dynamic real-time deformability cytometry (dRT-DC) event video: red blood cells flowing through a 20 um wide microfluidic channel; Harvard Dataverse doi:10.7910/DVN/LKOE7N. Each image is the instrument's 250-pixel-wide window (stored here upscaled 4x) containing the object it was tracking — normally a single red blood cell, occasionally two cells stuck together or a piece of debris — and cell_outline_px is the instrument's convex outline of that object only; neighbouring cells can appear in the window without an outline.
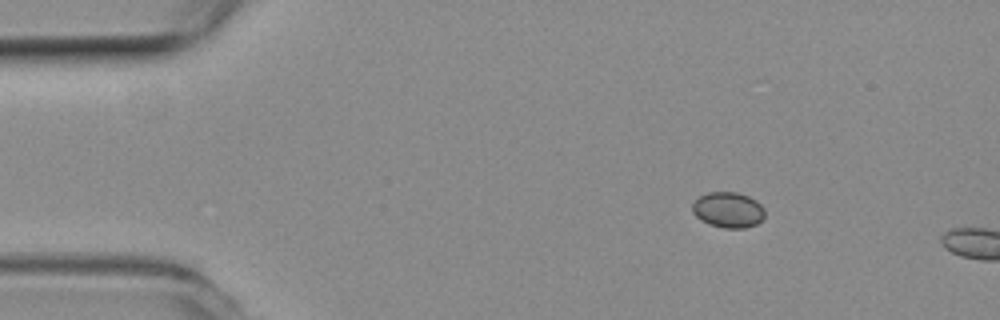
{"species": "common noctule bat (a hibernating species)", "species_latin": "Nyctalus noctula", "temperature_condition": "room temperature", "stored_images_in_passage": 4, "camera_frame_rate_fps": 3000, "um_per_image_px": 0.085, "animal": {"sex": "female", "body_mass_g": 19.3, "forearm_length_mm": 54.1}, "frame": {"image": 1, "passage_image": 1, "time_ms": 0.0, "image_size_px": [1000, 320], "cell_outline_px": [[764, 216], [756, 224], [744, 228], [724, 228], [708, 224], [700, 220], [692, 212], [692, 204], [700, 196], [708, 192], [736, 192], [748, 196], [756, 200], [764, 208]], "centroid_in_image_um": [61.88, 17.84], "position_along_channel_um": 23.1, "area_um2": 15.03}}